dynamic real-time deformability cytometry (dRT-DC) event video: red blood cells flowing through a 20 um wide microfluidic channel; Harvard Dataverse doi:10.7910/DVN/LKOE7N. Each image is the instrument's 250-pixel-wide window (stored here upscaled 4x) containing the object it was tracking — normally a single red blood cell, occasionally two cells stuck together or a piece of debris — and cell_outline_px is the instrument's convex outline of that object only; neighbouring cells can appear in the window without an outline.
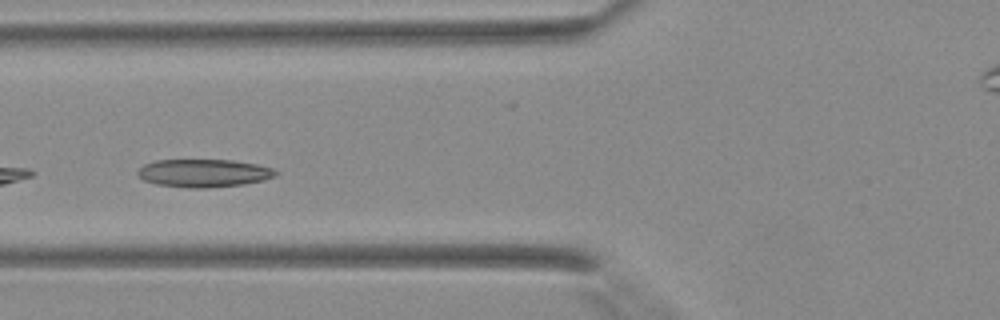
{"species": "Egyptian fruit bat (a non-hibernating species)", "species_latin": "Rousettus aegyptiacus", "temperature_condition": "warm", "stored_images_in_passage": 23, "camera_frame_rate_fps": 3000, "um_per_image_px": 0.085, "animal": {"sex": "female"}, "frame": {"image": 1, "passage_image": 10, "time_ms": 3.0, "image_size_px": [1000, 320], "cell_outline_px": [[280, 172], [276, 176], [264, 180], [244, 184], [208, 188], [188, 188], [156, 184], [144, 180], [136, 172], [144, 164], [156, 160], [232, 160], [256, 164], [272, 168]], "centroid_in_image_um": [17.34, 14.72], "position_along_channel_um": 108.5, "area_um2": 22.54}}